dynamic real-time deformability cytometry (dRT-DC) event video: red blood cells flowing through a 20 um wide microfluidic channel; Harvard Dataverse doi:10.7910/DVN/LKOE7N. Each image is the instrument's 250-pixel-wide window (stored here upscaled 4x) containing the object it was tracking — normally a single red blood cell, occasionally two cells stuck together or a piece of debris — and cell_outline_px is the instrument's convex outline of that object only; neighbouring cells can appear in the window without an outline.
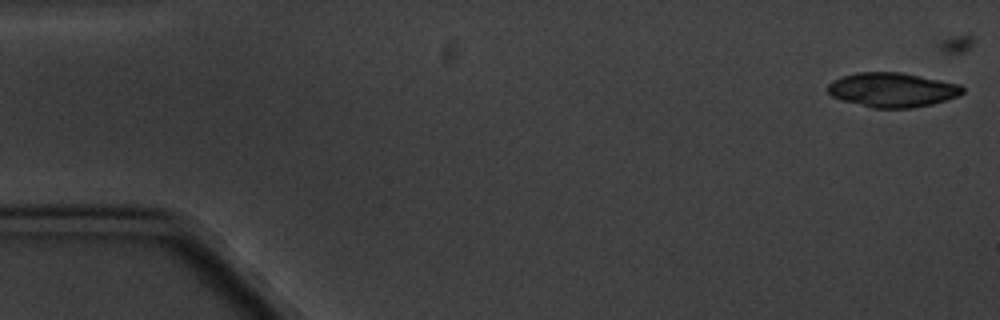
{"species": "common noctule bat (a hibernating species)", "species_latin": "Nyctalus noctula", "temperature_condition": "cold", "stored_images_in_passage": 5, "camera_frame_rate_fps": 3000, "um_per_image_px": 0.085, "animal": {"sex": "male", "body_mass_g": 20.1, "forearm_length_mm": 53.5}, "frame": {"image": 1, "passage_image": 1, "time_ms": 0.0, "image_size_px": [1000, 320], "cell_outline_px": [[964, 92], [960, 96], [932, 104], [912, 108], [872, 108], [844, 100], [832, 96], [828, 92], [828, 84], [832, 80], [856, 72], [900, 72], [960, 84], [964, 88]], "centroid_in_image_um": [75.87, 7.64], "position_along_channel_um": 9.1, "area_um2": 26.99}}